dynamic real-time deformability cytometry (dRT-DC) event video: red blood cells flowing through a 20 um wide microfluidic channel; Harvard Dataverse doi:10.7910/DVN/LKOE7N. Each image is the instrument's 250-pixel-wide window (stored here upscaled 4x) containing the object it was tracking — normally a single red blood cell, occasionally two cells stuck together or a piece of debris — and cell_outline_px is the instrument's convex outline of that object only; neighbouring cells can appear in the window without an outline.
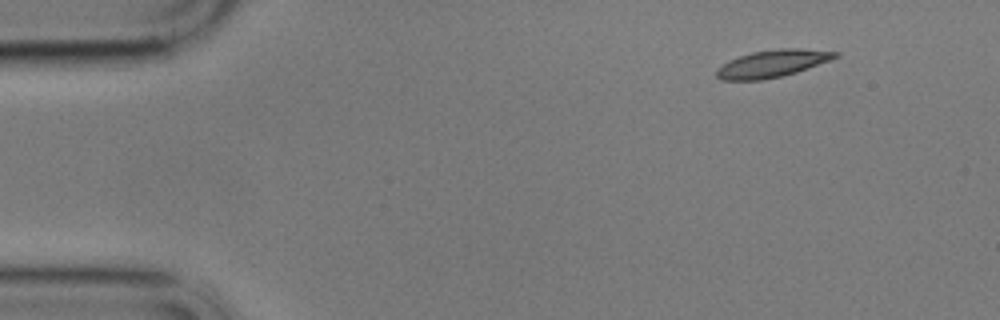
{"species": "common noctule bat (a hibernating species)", "species_latin": "Nyctalus noctula", "temperature_condition": "cold", "stored_images_in_passage": 52, "camera_frame_rate_fps": 3000, "um_per_image_px": 0.085, "animal": {"sex": "male", "body_mass_g": 17.9}, "frame": {"image": 1, "passage_image": 1, "time_ms": 0.0, "image_size_px": [1000, 320], "cell_outline_px": [[840, 56], [796, 72], [784, 76], [764, 80], [720, 80], [716, 76], [716, 68], [740, 56], [752, 52], [776, 48], [800, 48], [840, 52]], "centroid_in_image_um": [65.66, 5.4], "position_along_channel_um": 19.3, "area_um2": 18.84}}
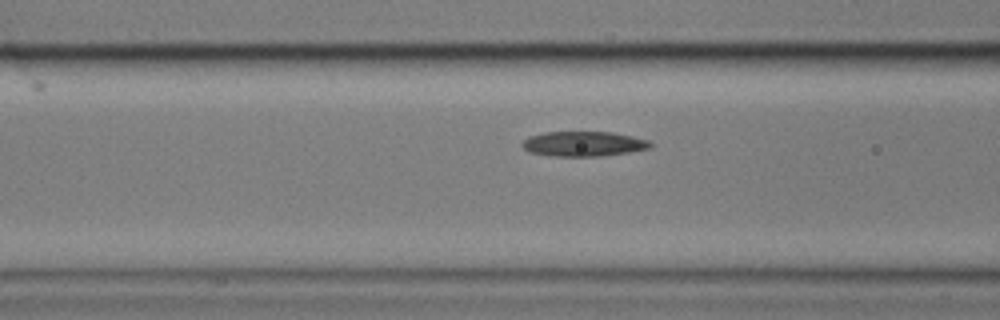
{"frame": {"image": 2, "passage_image": 17, "time_ms": 5.333, "image_size_px": [1000, 320], "cell_outline_px": [[656, 144], [652, 148], [604, 156], [548, 156], [528, 152], [520, 144], [528, 136], [544, 132], [612, 132], [632, 136], [648, 140]], "centroid_in_image_um": [49.61, 12.23], "position_along_channel_um": 117.0, "area_um2": 18.9}}
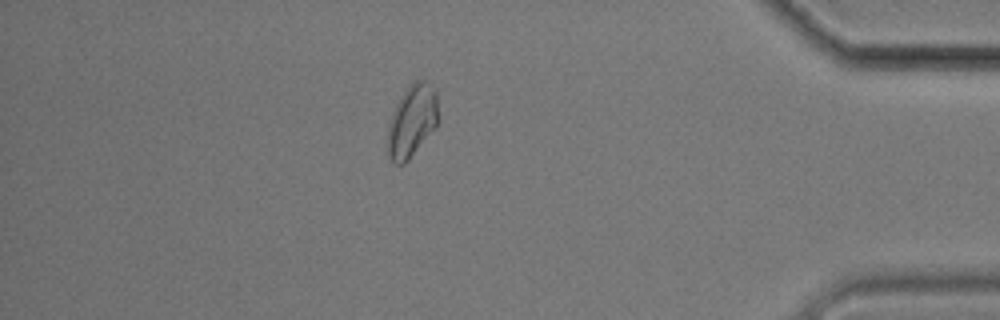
{"frame": {"image": 3, "passage_image": 45, "time_ms": 14.667, "image_size_px": [1000, 320], "cell_outline_px": [[440, 120], [436, 128], [408, 160], [404, 164], [396, 164], [384, 152], [388, 124], [392, 112], [400, 96], [412, 80], [428, 80], [436, 88]], "centroid_in_image_um": [35.02, 10.27], "position_along_channel_um": 400.2, "area_um2": 22.43}, "authors_computed_cell_mechanics": {"area_um2": 18.8428, "velocity_mm_per_s": 3.4496, "shape_relaxation_time_tau1_ms": 10.418, "shape_relaxation_time_tau2_ms": 5.2189, "deformation_change_tau1": 0.1833, "deformation_change_tau2": 0.1035}}